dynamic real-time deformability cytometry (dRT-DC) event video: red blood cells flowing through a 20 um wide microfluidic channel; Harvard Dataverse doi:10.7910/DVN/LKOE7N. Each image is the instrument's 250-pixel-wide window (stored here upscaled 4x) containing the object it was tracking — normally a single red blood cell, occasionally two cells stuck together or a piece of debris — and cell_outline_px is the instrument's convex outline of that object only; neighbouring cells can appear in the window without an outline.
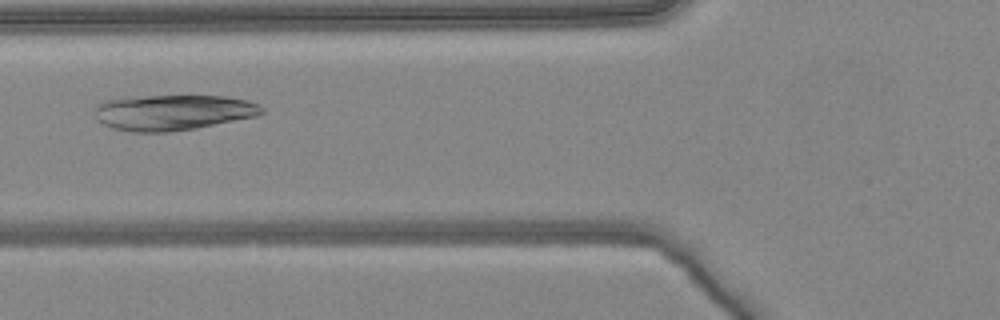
{"species": "common noctule bat (a hibernating species)", "species_latin": "Nyctalus noctula", "temperature_condition": "warm", "stored_images_in_passage": 4, "camera_frame_rate_fps": 3000, "um_per_image_px": 0.085, "animal": {"sex": "female", "body_mass_g": 24.6, "forearm_length_mm": 56.2}, "frame": {"image": 1, "passage_image": 4, "time_ms": 1.0, "image_size_px": [1000, 320], "cell_outline_px": [[264, 112], [256, 116], [196, 128], [168, 132], [132, 132], [112, 128], [96, 120], [96, 104], [108, 100], [148, 96], [224, 96], [248, 100], [260, 104], [264, 108]], "centroid_in_image_um": [14.73, 9.56], "position_along_channel_um": 111.1, "area_um2": 34.45}}